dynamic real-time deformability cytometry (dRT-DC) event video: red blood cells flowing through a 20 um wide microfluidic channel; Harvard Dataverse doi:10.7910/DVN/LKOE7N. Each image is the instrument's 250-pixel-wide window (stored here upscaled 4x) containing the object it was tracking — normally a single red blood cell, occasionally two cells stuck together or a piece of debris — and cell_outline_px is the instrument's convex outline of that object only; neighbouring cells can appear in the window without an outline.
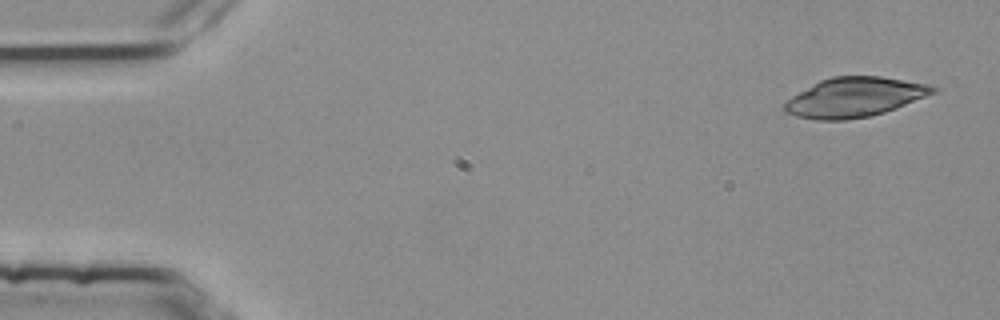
{"species": "common noctule bat (a hibernating species)", "species_latin": "Nyctalus noctula", "temperature_condition": "room temperature", "stored_images_in_passage": 3, "camera_frame_rate_fps": 3000, "um_per_image_px": 0.085, "animal": {"sex": "female", "body_mass_g": 25.1}, "frame": {"image": 1, "passage_image": 1, "time_ms": 0.0, "image_size_px": [1000, 320], "cell_outline_px": [[940, 88], [936, 92], [896, 108], [884, 112], [868, 116], [844, 120], [816, 120], [796, 116], [784, 112], [780, 108], [792, 96], [820, 80], [832, 76], [880, 76], [928, 84]], "centroid_in_image_um": [72.62, 8.26], "position_along_channel_um": 12.4, "area_um2": 34.1}}